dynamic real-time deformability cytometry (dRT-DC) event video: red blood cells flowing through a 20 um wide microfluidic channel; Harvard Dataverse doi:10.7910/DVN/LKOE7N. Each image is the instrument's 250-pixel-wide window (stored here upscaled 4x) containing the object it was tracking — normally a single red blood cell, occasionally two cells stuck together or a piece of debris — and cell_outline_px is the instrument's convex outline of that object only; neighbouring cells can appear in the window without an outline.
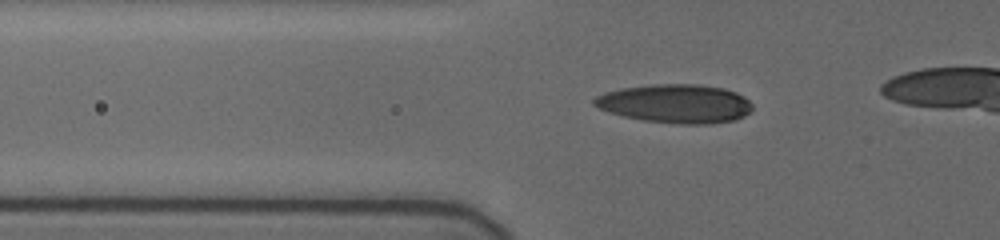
{"species": "human", "species_latin": "Homo sapiens", "temperature_condition": "cold", "stored_images_in_passage": 14, "segment_of_instrument_passage": [1, 2], "camera_frame_rate_fps": 3000, "um_per_image_px": 0.085, "donor": {"sex": "female"}, "frame": {"image": 1, "passage_image": 7, "time_ms": 2.333, "image_size_px": [1000, 240], "cell_outline_px": [[752, 108], [744, 116], [736, 120], [712, 124], [676, 124], [644, 120], [624, 116], [608, 112], [592, 104], [592, 100], [596, 96], [604, 92], [620, 88], [652, 84], [696, 84], [724, 88], [736, 92], [744, 96], [752, 104]], "centroid_in_image_um": [57.41, 8.81], "position_along_channel_um": 68.4, "area_um2": 35.95}}
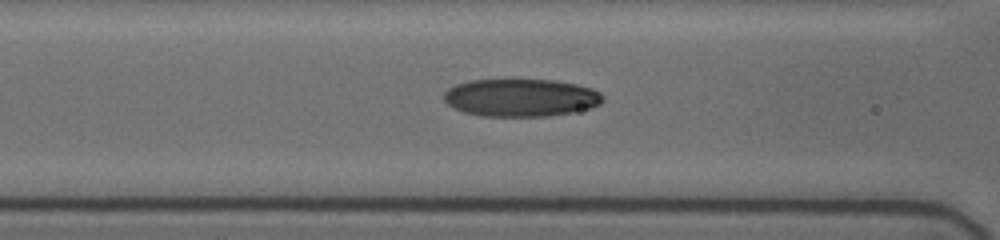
{"frame": {"image": 2, "passage_image": 12, "time_ms": 4.0, "image_size_px": [1000, 240], "cell_outline_px": [[604, 100], [600, 104], [592, 108], [572, 112], [548, 116], [484, 116], [464, 112], [452, 108], [444, 100], [444, 92], [448, 88], [456, 84], [468, 80], [556, 80], [576, 84], [592, 88], [600, 92], [604, 96]], "centroid_in_image_um": [44.29, 8.3], "position_along_channel_um": 122.3, "area_um2": 35.14}}